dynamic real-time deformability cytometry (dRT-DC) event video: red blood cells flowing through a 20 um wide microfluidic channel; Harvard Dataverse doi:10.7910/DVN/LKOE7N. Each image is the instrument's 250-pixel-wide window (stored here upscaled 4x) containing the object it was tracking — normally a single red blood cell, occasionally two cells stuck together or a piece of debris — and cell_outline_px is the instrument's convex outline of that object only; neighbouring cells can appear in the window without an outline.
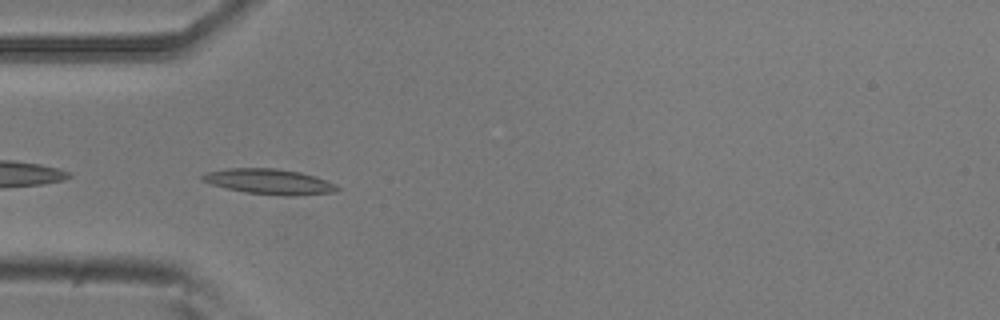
{"species": "common noctule bat (a hibernating species)", "species_latin": "Nyctalus noctula", "temperature_condition": "room temperature", "stored_images_in_passage": 40, "camera_frame_rate_fps": 3000, "um_per_image_px": 0.085, "animal": {"sex": "male", "body_mass_g": 20.5, "forearm_length_mm": 52.5}, "frame": {"image": 1, "passage_image": 3, "time_ms": 0.667, "image_size_px": [1000, 320], "cell_outline_px": [[340, 188], [332, 192], [292, 196], [284, 196], [244, 192], [212, 184], [200, 180], [200, 176], [208, 172], [228, 168], [276, 168], [300, 172], [336, 184]], "centroid_in_image_um": [22.86, 15.43], "position_along_channel_um": 62.1, "area_um2": 19.65}}
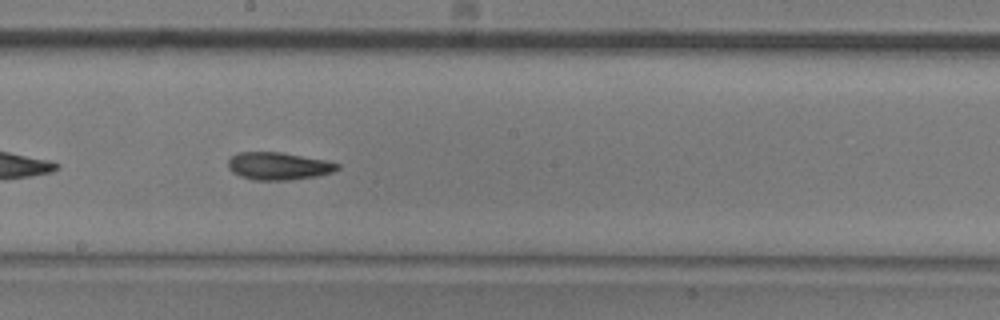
{"frame": {"image": 2, "passage_image": 16, "time_ms": 5.0, "image_size_px": [1000, 320], "cell_outline_px": [[340, 168], [332, 172], [316, 176], [292, 180], [252, 180], [240, 176], [232, 172], [228, 168], [228, 160], [236, 152], [280, 152], [324, 160], [340, 164]], "centroid_in_image_um": [23.64, 14.12], "position_along_channel_um": 224.6, "area_um2": 17.57}}
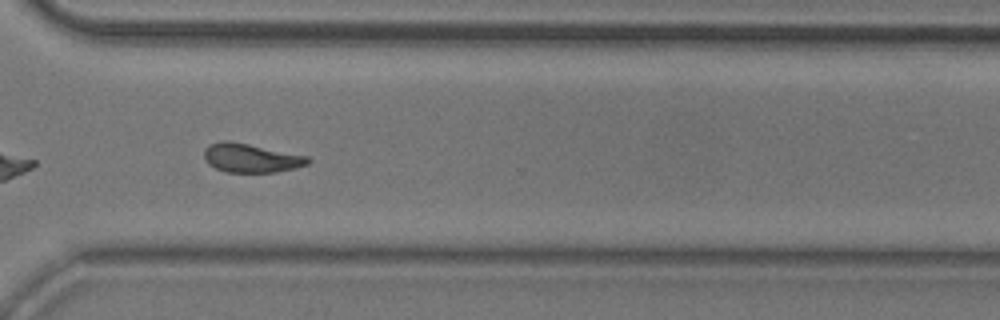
{"frame": {"image": 3, "passage_image": 26, "time_ms": 8.333, "image_size_px": [1000, 320], "cell_outline_px": [[312, 160], [308, 164], [296, 168], [276, 172], [224, 172], [208, 164], [204, 156], [204, 148], [208, 144], [220, 140], [228, 140], [308, 156]], "centroid_in_image_um": [21.32, 13.42], "position_along_channel_um": 349.3, "area_um2": 17.57}, "authors_computed_cell_mechanics": {"area_um2": 17.2533, "velocity_mm_per_s": 3.7618, "shape_relaxation_time_tau1_ms": 6.4162, "shape_relaxation_time_tau2_ms": 4.3778, "deformation_change_tau1": 0.1747, "deformation_change_tau2": 0.1197}}